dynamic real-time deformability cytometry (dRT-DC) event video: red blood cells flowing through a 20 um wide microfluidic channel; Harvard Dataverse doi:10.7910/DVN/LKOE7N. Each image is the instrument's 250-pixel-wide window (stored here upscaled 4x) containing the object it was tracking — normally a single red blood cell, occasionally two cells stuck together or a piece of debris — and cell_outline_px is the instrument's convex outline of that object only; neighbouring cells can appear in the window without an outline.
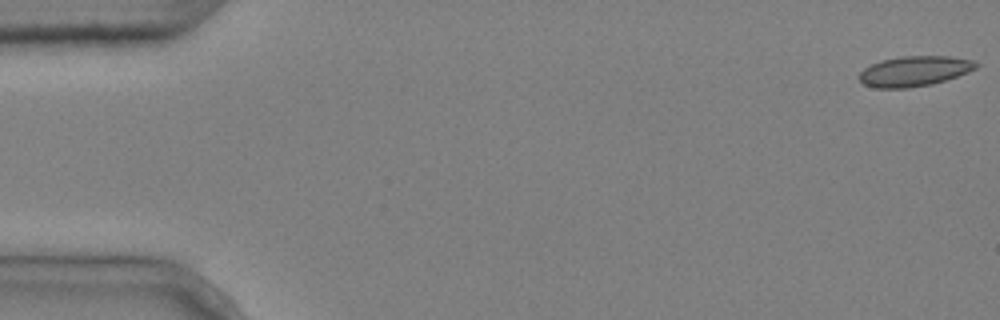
{"species": "common noctule bat (a hibernating species)", "species_latin": "Nyctalus noctula", "temperature_condition": "cold", "stored_images_in_passage": 5, "camera_frame_rate_fps": 3000, "um_per_image_px": 0.085, "animal": {"sex": "male", "body_mass_g": 20.4}, "frame": {"image": 1, "passage_image": 1, "time_ms": 0.0, "image_size_px": [1000, 320], "cell_outline_px": [[980, 64], [976, 68], [968, 72], [932, 84], [908, 88], [876, 88], [864, 84], [856, 76], [864, 68], [880, 60], [900, 56], [948, 56], [972, 60]], "centroid_in_image_um": [77.69, 6.04], "position_along_channel_um": 7.3, "area_um2": 20.58}}
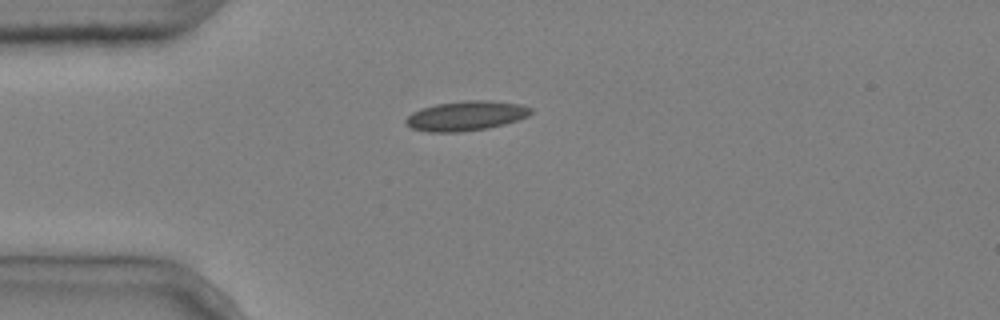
{"frame": {"image": 2, "passage_image": 4, "time_ms": 1.0, "image_size_px": [1000, 320], "cell_outline_px": [[532, 112], [528, 116], [504, 124], [488, 128], [460, 132], [428, 132], [412, 128], [404, 124], [404, 120], [412, 112], [420, 108], [436, 104], [468, 100], [488, 100], [520, 104], [532, 108]], "centroid_in_image_um": [39.58, 9.84], "position_along_channel_um": 45.4, "area_um2": 21.68}}
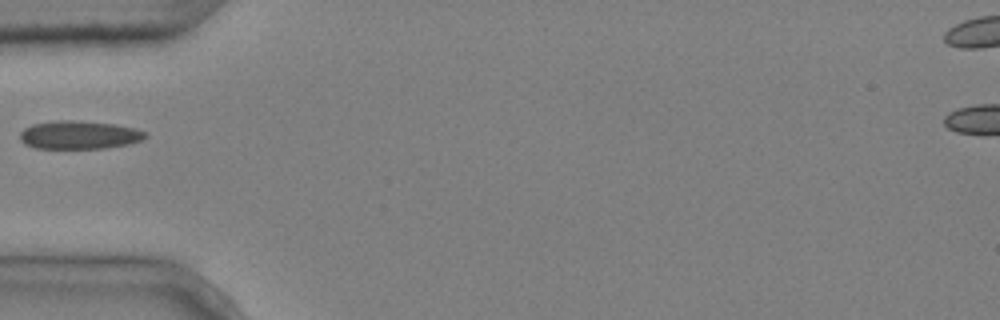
{"frame": {"image": 3, "passage_image": 5, "time_ms": 1.333, "image_size_px": [1000, 320], "cell_outline_px": [[148, 136], [144, 140], [128, 144], [104, 148], [36, 148], [24, 144], [20, 140], [20, 132], [24, 128], [32, 124], [56, 120], [76, 120], [116, 124], [136, 128], [148, 132]], "centroid_in_image_um": [6.76, 11.46], "position_along_channel_um": 78.2, "area_um2": 20.92}}